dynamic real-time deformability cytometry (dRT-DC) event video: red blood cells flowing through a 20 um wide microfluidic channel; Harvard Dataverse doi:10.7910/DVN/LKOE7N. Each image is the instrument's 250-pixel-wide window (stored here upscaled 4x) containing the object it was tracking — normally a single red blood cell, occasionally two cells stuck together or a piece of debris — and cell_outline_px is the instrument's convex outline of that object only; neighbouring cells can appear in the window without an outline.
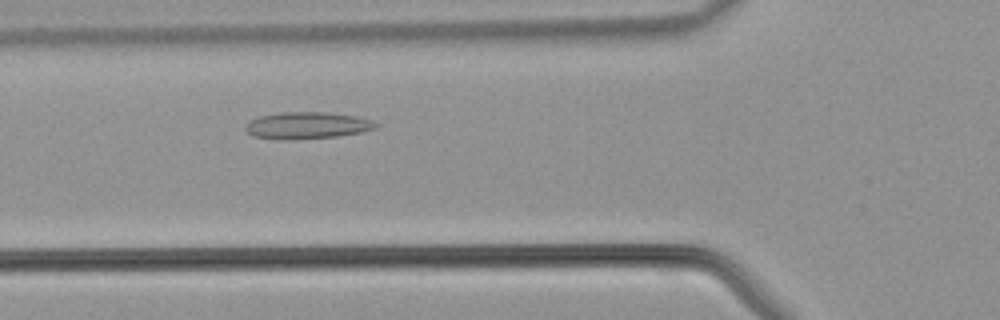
{"species": "common noctule bat (a hibernating species)", "species_latin": "Nyctalus noctula", "temperature_condition": "warm", "stored_images_in_passage": 36, "camera_frame_rate_fps": 3000, "um_per_image_px": 0.085, "animal": {"sex": "male", "body_mass_g": 21.5, "forearm_length_mm": 52.0}, "frame": {"image": 1, "passage_image": 9, "time_ms": 2.667, "image_size_px": [1000, 320], "cell_outline_px": [[380, 124], [376, 128], [364, 132], [340, 136], [284, 140], [276, 140], [252, 136], [244, 128], [244, 124], [248, 120], [260, 116], [280, 112], [324, 112], [356, 116], [372, 120]], "centroid_in_image_um": [26.08, 10.67], "position_along_channel_um": 99.7, "area_um2": 20.75}}
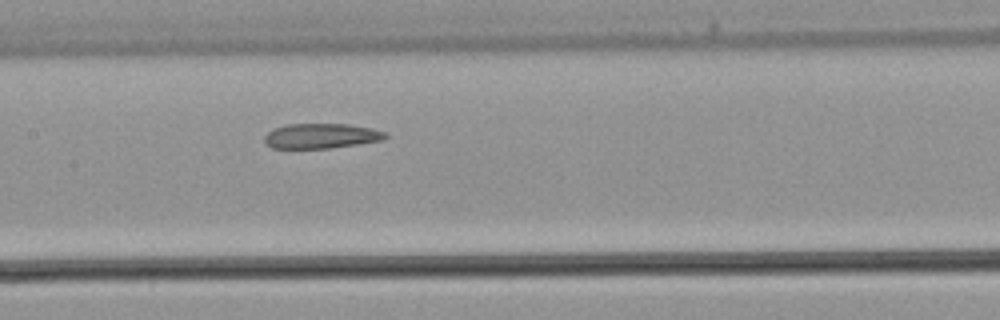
{"frame": {"image": 2, "passage_image": 14, "time_ms": 4.333, "image_size_px": [1000, 320], "cell_outline_px": [[388, 136], [384, 140], [328, 148], [272, 148], [264, 144], [264, 136], [272, 128], [288, 124], [348, 124], [372, 128], [388, 132]], "centroid_in_image_um": [27.29, 11.55], "position_along_channel_um": 180.1, "area_um2": 17.74}}
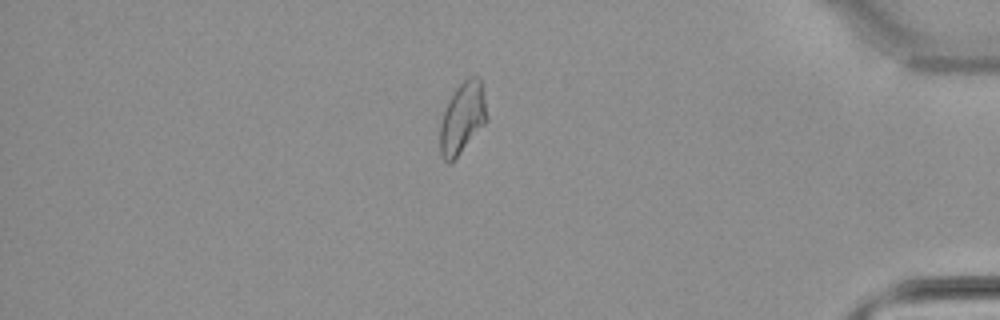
{"frame": {"image": 3, "passage_image": 30, "time_ms": 9.667, "image_size_px": [1000, 320], "cell_outline_px": [[488, 120], [452, 164], [448, 164], [440, 156], [440, 124], [448, 100], [456, 88], [468, 76], [476, 76], [480, 80], [484, 96], [488, 116]], "centroid_in_image_um": [39.3, 10.08], "position_along_channel_um": 395.9, "area_um2": 19.65}}